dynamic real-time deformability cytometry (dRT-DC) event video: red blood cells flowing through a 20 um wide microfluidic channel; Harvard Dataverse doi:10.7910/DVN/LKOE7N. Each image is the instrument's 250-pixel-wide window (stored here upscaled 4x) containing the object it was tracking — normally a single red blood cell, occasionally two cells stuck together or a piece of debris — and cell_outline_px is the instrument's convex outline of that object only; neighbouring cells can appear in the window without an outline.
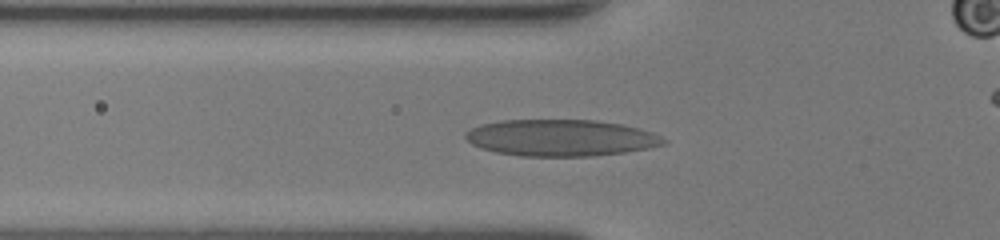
{"species": "human", "species_latin": "Homo sapiens", "temperature_condition": "room temperature", "stored_images_in_passage": 31, "camera_frame_rate_fps": 3000, "um_per_image_px": 0.085, "donor": {"sex": "female"}, "frame": {"image": 1, "passage_image": 3, "time_ms": 0.667, "image_size_px": [1000, 240], "cell_outline_px": [[668, 144], [648, 148], [624, 152], [592, 156], [520, 156], [496, 152], [480, 148], [472, 144], [464, 136], [464, 132], [480, 124], [500, 120], [596, 120], [620, 124], [652, 132], [668, 140]], "centroid_in_image_um": [47.66, 11.71], "position_along_channel_um": 78.1, "area_um2": 42.31}}
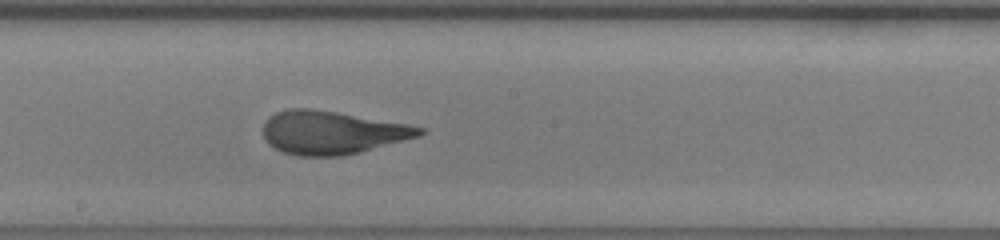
{"frame": {"image": 2, "passage_image": 13, "time_ms": 4.0, "image_size_px": [1000, 240], "cell_outline_px": [[424, 132], [420, 136], [360, 152], [340, 156], [296, 156], [284, 152], [268, 144], [264, 136], [264, 120], [268, 116], [276, 112], [288, 108], [308, 108], [336, 112], [408, 124], [424, 128]], "centroid_in_image_um": [28.19, 11.26], "position_along_channel_um": 220.0, "area_um2": 39.3}}
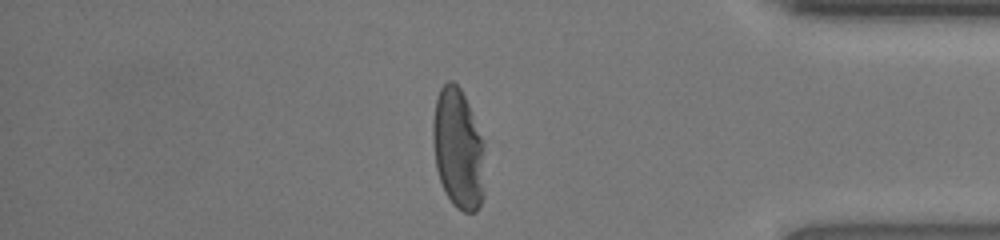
{"frame": {"image": 3, "passage_image": 27, "time_ms": 8.667, "image_size_px": [1000, 240], "cell_outline_px": [[484, 196], [476, 212], [464, 212], [456, 208], [452, 204], [444, 192], [436, 168], [432, 140], [432, 120], [436, 100], [440, 88], [448, 80], [452, 80], [460, 88], [468, 104], [484, 144]], "centroid_in_image_um": [38.93, 12.69], "position_along_channel_um": 396.3, "area_um2": 36.76}}